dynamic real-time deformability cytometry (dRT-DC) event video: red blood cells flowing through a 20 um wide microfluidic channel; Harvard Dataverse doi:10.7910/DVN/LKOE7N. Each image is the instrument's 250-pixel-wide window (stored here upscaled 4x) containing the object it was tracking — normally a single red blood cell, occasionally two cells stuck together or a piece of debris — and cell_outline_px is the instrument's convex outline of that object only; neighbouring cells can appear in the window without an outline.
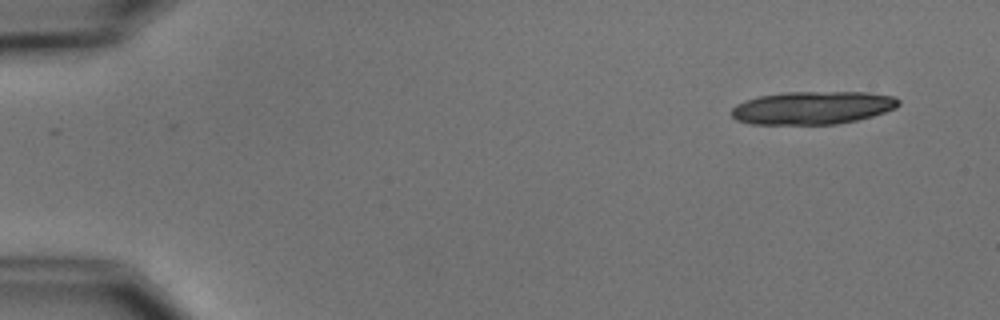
{"species": "common noctule bat (a hibernating species)", "species_latin": "Nyctalus noctula", "temperature_condition": "cold", "stored_images_in_passage": 6, "segment_of_instrument_passage": [2, 2], "camera_frame_rate_fps": 3000, "um_per_image_px": 0.085, "animal": {"sex": "male", "body_mass_g": 15.6}, "frame": {"image": 1, "passage_image": 6, "time_ms": 6.0, "image_size_px": [1000, 320], "cell_outline_px": [[900, 104], [896, 108], [872, 116], [856, 120], [836, 124], [752, 124], [736, 120], [732, 116], [732, 108], [736, 104], [744, 100], [760, 96], [784, 92], [868, 92], [896, 96], [900, 100]], "centroid_in_image_um": [69.09, 9.15], "position_along_channel_um": 15.9, "area_um2": 32.25}}